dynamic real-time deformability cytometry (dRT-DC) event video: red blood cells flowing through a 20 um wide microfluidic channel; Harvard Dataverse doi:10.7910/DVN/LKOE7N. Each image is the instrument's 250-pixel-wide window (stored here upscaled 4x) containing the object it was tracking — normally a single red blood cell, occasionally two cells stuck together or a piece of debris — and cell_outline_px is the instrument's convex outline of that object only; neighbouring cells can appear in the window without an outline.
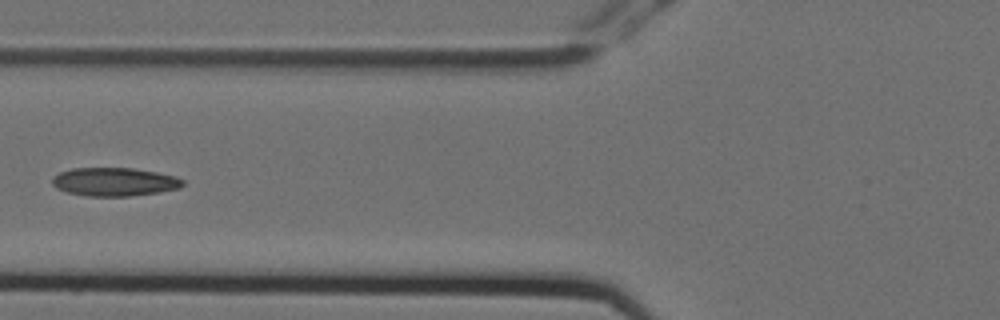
{"species": "Egyptian fruit bat (a non-hibernating species)", "species_latin": "Rousettus aegyptiacus", "temperature_condition": "cold", "stored_images_in_passage": 8, "camera_frame_rate_fps": 3000, "um_per_image_px": 0.085, "animal": {"sex": "female"}, "frame": {"image": 1, "passage_image": 6, "time_ms": 1.667, "image_size_px": [1000, 320], "cell_outline_px": [[184, 184], [180, 188], [156, 192], [128, 196], [88, 196], [68, 192], [56, 188], [52, 184], [52, 176], [60, 172], [72, 168], [132, 168], [156, 172], [172, 176], [184, 180]], "centroid_in_image_um": [9.68, 15.45], "position_along_channel_um": 116.1, "area_um2": 21.44}}
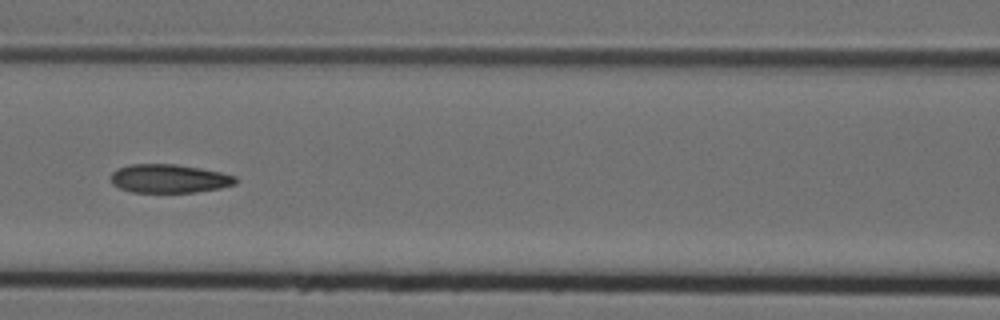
{"frame": {"image": 2, "passage_image": 7, "time_ms": 2.0, "image_size_px": [1000, 320], "cell_outline_px": [[236, 184], [220, 188], [196, 192], [132, 192], [120, 188], [112, 184], [112, 172], [116, 168], [128, 164], [176, 164], [200, 168], [220, 172], [236, 176]], "centroid_in_image_um": [14.37, 15.17], "position_along_channel_um": 152.2, "area_um2": 20.81}}
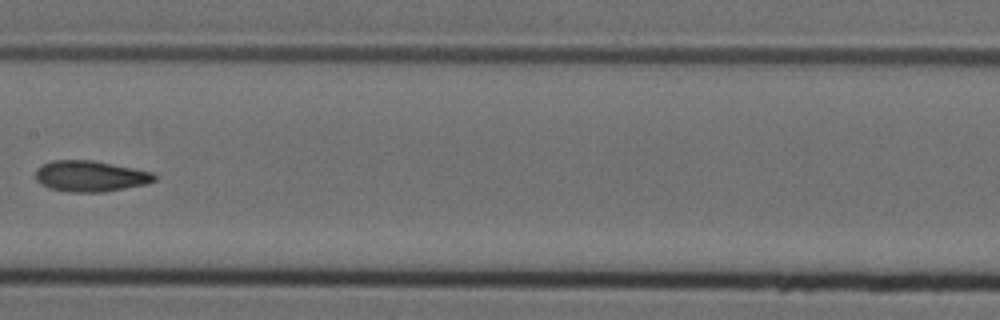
{"frame": {"image": 3, "passage_image": 8, "time_ms": 2.333, "image_size_px": [1000, 320], "cell_outline_px": [[156, 180], [148, 184], [104, 192], [68, 192], [48, 188], [40, 184], [36, 180], [36, 168], [52, 160], [92, 160], [152, 172], [156, 176]], "centroid_in_image_um": [7.67, 14.98], "position_along_channel_um": 199.7, "area_um2": 21.5}}